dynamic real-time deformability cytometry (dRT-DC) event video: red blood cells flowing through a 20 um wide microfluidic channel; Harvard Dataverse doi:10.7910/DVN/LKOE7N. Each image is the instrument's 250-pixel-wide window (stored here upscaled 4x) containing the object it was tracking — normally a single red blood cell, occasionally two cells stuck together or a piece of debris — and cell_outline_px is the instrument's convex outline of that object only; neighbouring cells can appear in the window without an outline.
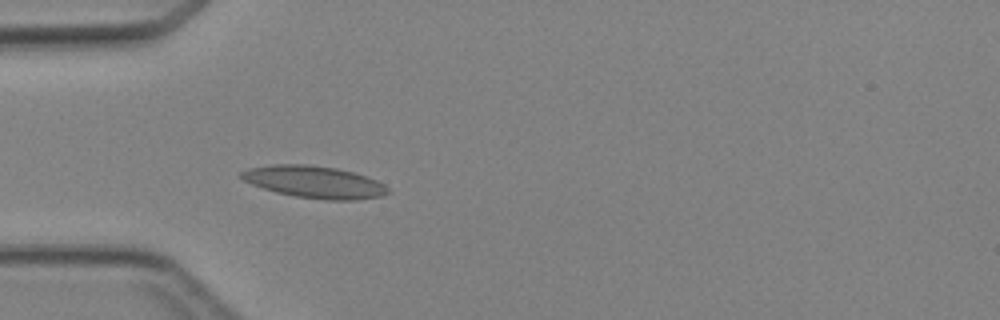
{"species": "Egyptian fruit bat (a non-hibernating species)", "species_latin": "Rousettus aegyptiacus", "temperature_condition": "cold", "stored_images_in_passage": 3, "camera_frame_rate_fps": 3000, "um_per_image_px": 0.085, "animal": {"sex": "female"}, "frame": {"image": 1, "passage_image": 3, "time_ms": 3.0, "image_size_px": [1000, 320], "cell_outline_px": [[392, 192], [384, 196], [356, 200], [328, 200], [296, 196], [276, 192], [252, 184], [244, 180], [240, 176], [240, 172], [248, 168], [272, 164], [308, 164], [336, 168], [352, 172], [376, 180], [384, 184]], "centroid_in_image_um": [26.75, 15.47], "position_along_channel_um": 58.3, "area_um2": 27.4}}